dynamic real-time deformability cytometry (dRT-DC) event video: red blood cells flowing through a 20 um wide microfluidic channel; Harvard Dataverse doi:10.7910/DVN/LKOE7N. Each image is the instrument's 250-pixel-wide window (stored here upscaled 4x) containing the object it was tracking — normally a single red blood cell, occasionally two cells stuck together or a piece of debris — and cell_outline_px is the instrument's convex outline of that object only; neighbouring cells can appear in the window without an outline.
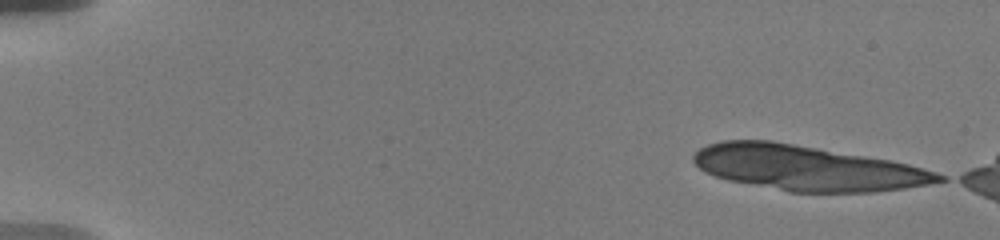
{"species": "human", "species_latin": "Homo sapiens", "temperature_condition": "warm", "stored_images_in_passage": 13, "camera_frame_rate_fps": 3000, "um_per_image_px": 0.085, "donor": {"sex": "male"}, "frame": {"image": 1, "passage_image": 1, "time_ms": 0.0, "image_size_px": [1000, 240], "cell_outline_px": [[948, 180], [904, 188], [872, 192], [788, 192], [728, 180], [716, 176], [700, 168], [692, 160], [692, 156], [700, 148], [708, 144], [724, 140], [772, 140], [888, 160], [908, 164], [948, 176]], "centroid_in_image_um": [68.59, 14.28], "position_along_channel_um": 16.4, "area_um2": 63.93}}